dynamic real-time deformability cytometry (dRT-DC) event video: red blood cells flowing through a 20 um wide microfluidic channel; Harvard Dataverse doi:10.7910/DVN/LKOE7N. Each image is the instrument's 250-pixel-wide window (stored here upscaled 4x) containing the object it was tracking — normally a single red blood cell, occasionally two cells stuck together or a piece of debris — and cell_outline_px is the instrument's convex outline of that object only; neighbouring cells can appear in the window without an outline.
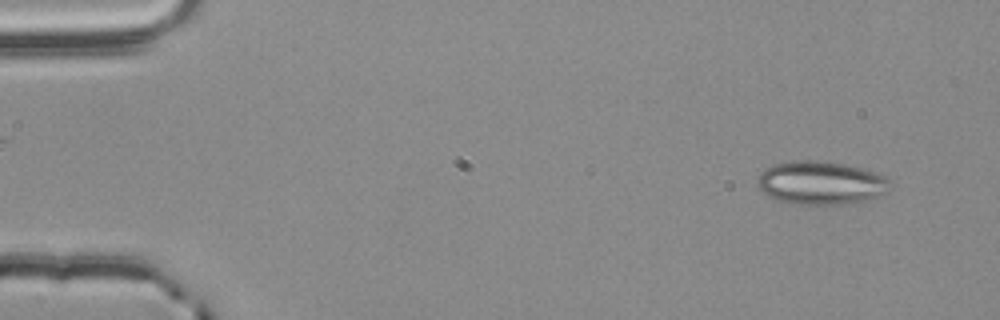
{"species": "common noctule bat (a hibernating species)", "species_latin": "Nyctalus noctula", "temperature_condition": "room temperature", "stored_images_in_passage": 55, "camera_frame_rate_fps": 3000, "um_per_image_px": 0.085, "animal": {"sex": "male", "body_mass_g": 20.4}, "frame": {"image": 1, "passage_image": 4, "time_ms": 1.0, "image_size_px": [1000, 320], "cell_outline_px": [[892, 188], [888, 192], [852, 204], [796, 204], [772, 200], [756, 184], [756, 180], [768, 168], [776, 164], [796, 160], [816, 160], [844, 164], [860, 168], [884, 176], [892, 184]], "centroid_in_image_um": [69.78, 15.56], "position_along_channel_um": 15.2, "area_um2": 33.35}}
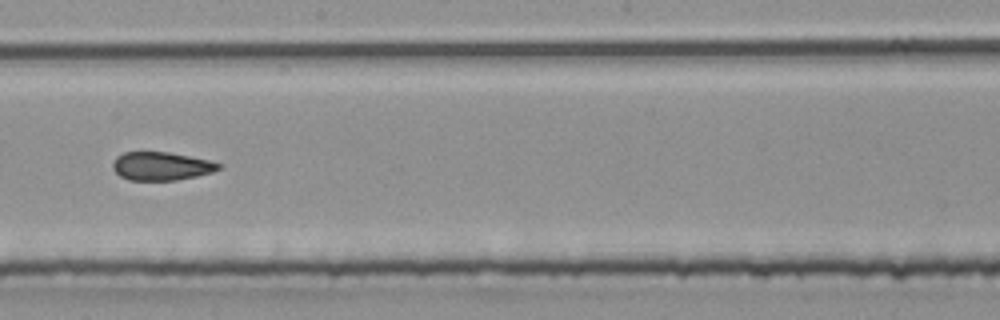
{"frame": {"image": 2, "passage_image": 31, "time_ms": 10.0, "image_size_px": [1000, 320], "cell_outline_px": [[224, 168], [212, 172], [196, 176], [176, 180], [128, 180], [120, 176], [112, 168], [112, 164], [116, 156], [124, 152], [168, 152], [208, 160], [224, 164]], "centroid_in_image_um": [13.73, 14.12], "position_along_channel_um": 234.5, "area_um2": 17.57}}
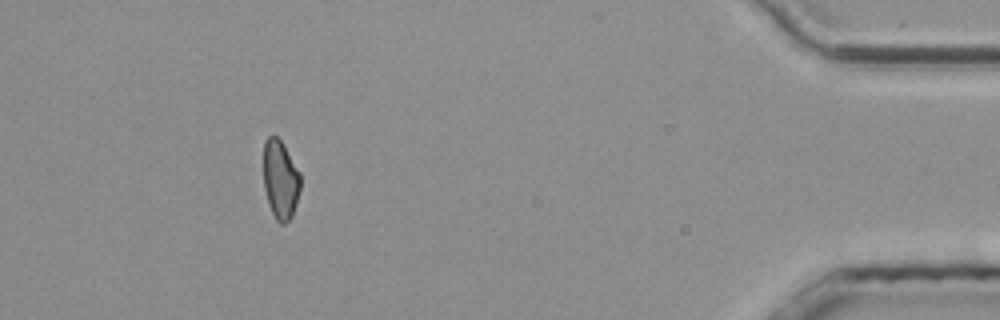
{"frame": {"image": 3, "passage_image": 50, "time_ms": 16.333, "image_size_px": [1000, 320], "cell_outline_px": [[300, 188], [296, 204], [292, 216], [284, 224], [280, 224], [276, 220], [268, 204], [264, 188], [264, 140], [272, 132], [280, 140], [300, 172]], "centroid_in_image_um": [23.82, 15.26], "position_along_channel_um": 411.4, "area_um2": 16.99}, "authors_computed_cell_mechanics": {"area_um2": 18.6116, "velocity_mm_per_s": 3.7856, "shape_relaxation_time_tau1_ms": null, "shape_relaxation_time_tau2_ms": 2.4411, "deformation_change_tau1": null, "deformation_change_tau2": 0.1095}}